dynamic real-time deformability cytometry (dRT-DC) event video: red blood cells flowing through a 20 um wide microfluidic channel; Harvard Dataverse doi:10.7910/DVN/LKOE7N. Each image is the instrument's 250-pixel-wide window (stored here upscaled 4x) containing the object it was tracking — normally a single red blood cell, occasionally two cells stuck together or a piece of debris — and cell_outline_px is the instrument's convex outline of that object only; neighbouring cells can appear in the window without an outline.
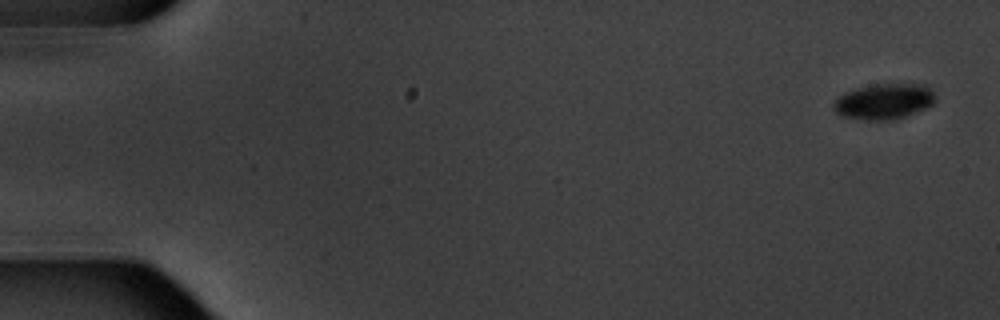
{"species": "common noctule bat (a hibernating species)", "species_latin": "Nyctalus noctula", "temperature_condition": "warm", "stored_images_in_passage": 15, "camera_frame_rate_fps": 3000, "um_per_image_px": 0.085, "animal": {"sex": "male", "body_mass_g": 20.1, "forearm_length_mm": 53.5}, "frame": {"image": 1, "passage_image": 1, "time_ms": 0.0, "image_size_px": [1000, 320], "cell_outline_px": [[932, 104], [924, 108], [904, 116], [892, 120], [864, 120], [844, 116], [836, 112], [832, 108], [832, 104], [840, 96], [856, 88], [876, 84], [928, 84], [932, 92]], "centroid_in_image_um": [75.11, 8.62], "position_along_channel_um": 9.9, "area_um2": 20.69}}
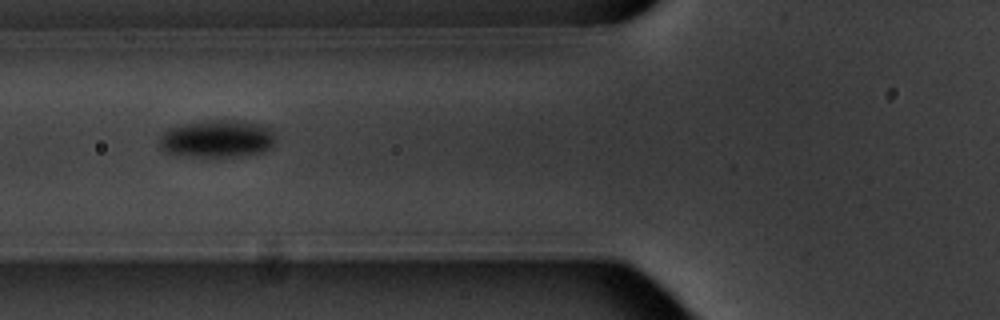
{"frame": {"image": 2, "passage_image": 6, "time_ms": 7.0, "image_size_px": [1000, 320], "cell_outline_px": [[276, 140], [272, 148], [264, 152], [244, 156], [188, 156], [164, 152], [160, 148], [160, 136], [168, 128], [184, 124], [208, 120], [244, 120], [260, 124], [272, 128]], "centroid_in_image_um": [18.52, 11.79], "position_along_channel_um": 107.3, "area_um2": 25.78}}
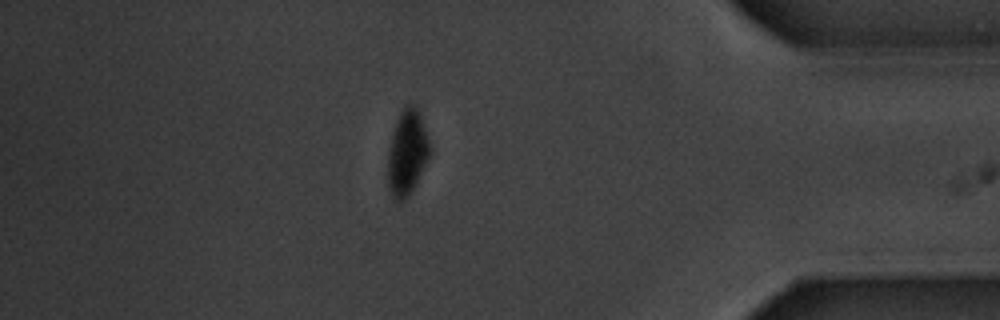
{"frame": {"image": 3, "passage_image": 14, "time_ms": 16.333, "image_size_px": [1000, 320], "cell_outline_px": [[432, 152], [412, 192], [404, 200], [396, 200], [392, 196], [388, 188], [388, 152], [392, 132], [396, 120], [404, 104], [412, 104], [416, 108], [420, 116], [428, 136], [432, 148]], "centroid_in_image_um": [34.62, 12.98], "position_along_channel_um": 400.6, "area_um2": 21.1}, "authors_computed_cell_mechanics": {"area_um2": 23.5246, "velocity_mm_per_s": 3.4906, "shape_relaxation_time_tau1_ms": 2.1933, "shape_relaxation_time_tau2_ms": null, "deformation_change_tau1": 0.0816, "deformation_change_tau2": null}}